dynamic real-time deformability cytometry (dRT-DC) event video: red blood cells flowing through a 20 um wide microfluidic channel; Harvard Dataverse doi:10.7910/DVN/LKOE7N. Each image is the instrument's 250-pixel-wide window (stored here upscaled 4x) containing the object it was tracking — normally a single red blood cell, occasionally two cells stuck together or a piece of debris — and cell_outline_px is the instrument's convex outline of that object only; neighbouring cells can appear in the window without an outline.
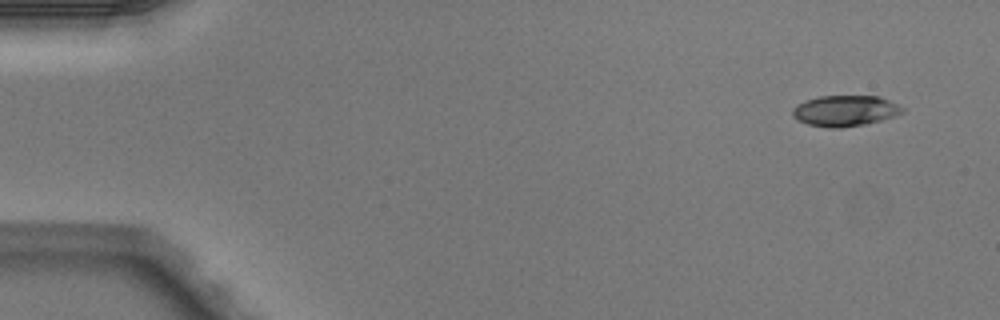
{"species": "Egyptian fruit bat (a non-hibernating species)", "species_latin": "Rousettus aegyptiacus", "temperature_condition": "warm", "stored_images_in_passage": 4, "camera_frame_rate_fps": 3000, "um_per_image_px": 0.085, "animal": {"sex": "male"}, "frame": {"image": 1, "passage_image": 1, "time_ms": 0.0, "image_size_px": [1000, 320], "cell_outline_px": [[904, 112], [880, 120], [864, 124], [840, 128], [828, 128], [808, 124], [796, 120], [792, 116], [792, 108], [796, 104], [804, 100], [820, 96], [880, 96], [904, 108]], "centroid_in_image_um": [71.76, 9.41], "position_along_channel_um": 13.2, "area_um2": 19.77}}
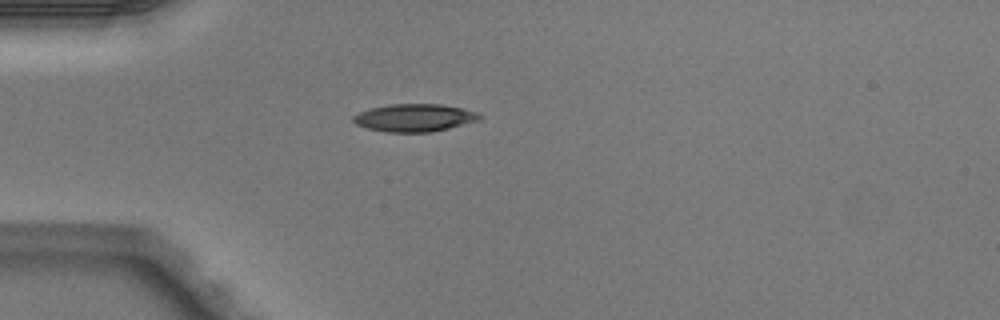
{"frame": {"image": 2, "passage_image": 3, "time_ms": 0.667, "image_size_px": [1000, 320], "cell_outline_px": [[484, 116], [480, 120], [432, 132], [384, 132], [368, 128], [356, 124], [352, 120], [352, 116], [360, 112], [372, 108], [388, 104], [440, 104], [460, 108], [476, 112]], "centroid_in_image_um": [35.23, 10.01], "position_along_channel_um": 49.8, "area_um2": 20.29}}